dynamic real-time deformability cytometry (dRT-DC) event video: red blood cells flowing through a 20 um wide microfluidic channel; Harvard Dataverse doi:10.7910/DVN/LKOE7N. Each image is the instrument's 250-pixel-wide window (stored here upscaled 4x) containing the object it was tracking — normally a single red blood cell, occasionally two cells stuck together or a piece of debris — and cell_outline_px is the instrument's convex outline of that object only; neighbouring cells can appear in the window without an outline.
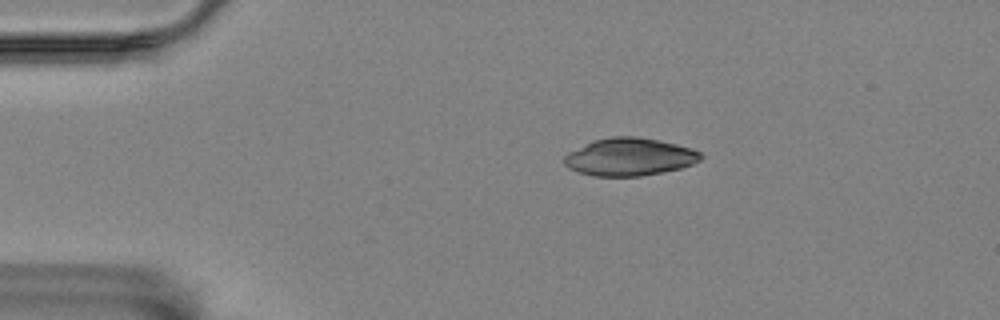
{"species": "Egyptian fruit bat (a non-hibernating species)", "species_latin": "Rousettus aegyptiacus", "temperature_condition": "room temperature", "stored_images_in_passage": 2, "camera_frame_rate_fps": 3000, "um_per_image_px": 0.085, "animal": {"sex": "female"}, "frame": {"image": 1, "passage_image": 1, "time_ms": 0.0, "image_size_px": [1000, 320], "cell_outline_px": [[704, 156], [700, 160], [692, 164], [680, 168], [640, 176], [592, 176], [568, 168], [564, 164], [564, 156], [568, 152], [592, 140], [612, 136], [636, 136], [676, 144], [692, 148], [700, 152]], "centroid_in_image_um": [53.48, 13.33], "position_along_channel_um": 31.5, "area_um2": 29.94}}